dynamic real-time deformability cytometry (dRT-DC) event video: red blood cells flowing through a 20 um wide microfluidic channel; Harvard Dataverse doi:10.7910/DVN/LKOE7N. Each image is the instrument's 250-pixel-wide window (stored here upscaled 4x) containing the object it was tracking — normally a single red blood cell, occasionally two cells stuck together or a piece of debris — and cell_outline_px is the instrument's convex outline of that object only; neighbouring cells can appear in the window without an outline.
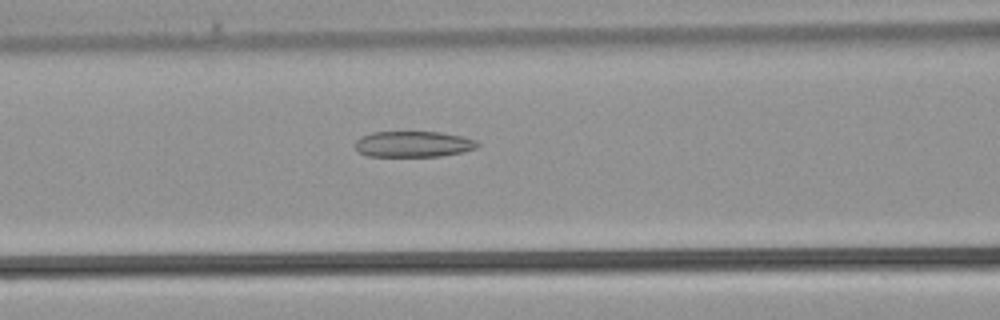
{"species": "common noctule bat (a hibernating species)", "species_latin": "Nyctalus noctula", "temperature_condition": "warm", "stored_images_in_passage": 34, "camera_frame_rate_fps": 3000, "um_per_image_px": 0.085, "animal": {"sex": "male", "body_mass_g": 21.5, "forearm_length_mm": 52.0}, "frame": {"image": 1, "passage_image": 15, "time_ms": 4.667, "image_size_px": [1000, 320], "cell_outline_px": [[480, 144], [476, 148], [464, 152], [440, 156], [368, 156], [360, 152], [356, 148], [356, 140], [360, 136], [372, 132], [440, 132], [460, 136], [476, 140]], "centroid_in_image_um": [35.14, 12.25], "position_along_channel_um": 131.5, "area_um2": 18.44}}
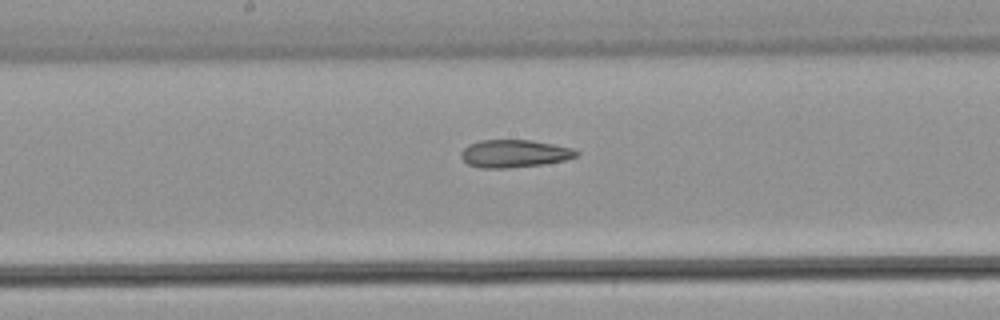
{"frame": {"image": 2, "passage_image": 19, "time_ms": 6.0, "image_size_px": [1000, 320], "cell_outline_px": [[580, 152], [576, 156], [564, 160], [544, 164], [508, 168], [480, 168], [468, 164], [460, 156], [460, 152], [468, 144], [480, 140], [532, 140], [572, 148]], "centroid_in_image_um": [43.69, 13.05], "position_along_channel_um": 204.5, "area_um2": 18.61}}
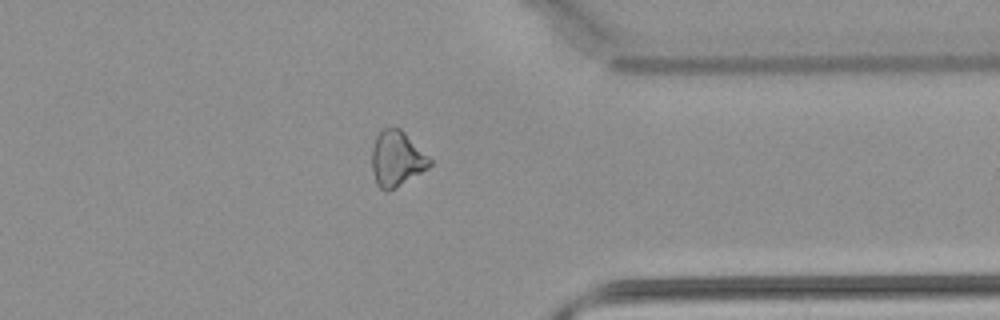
{"frame": {"image": 3, "passage_image": 29, "time_ms": 9.333, "image_size_px": [1000, 320], "cell_outline_px": [[432, 164], [428, 168], [396, 188], [388, 192], [384, 192], [376, 184], [372, 172], [372, 148], [376, 136], [380, 128], [400, 128], [432, 160]], "centroid_in_image_um": [33.69, 13.51], "position_along_channel_um": 377.7, "area_um2": 18.79}}